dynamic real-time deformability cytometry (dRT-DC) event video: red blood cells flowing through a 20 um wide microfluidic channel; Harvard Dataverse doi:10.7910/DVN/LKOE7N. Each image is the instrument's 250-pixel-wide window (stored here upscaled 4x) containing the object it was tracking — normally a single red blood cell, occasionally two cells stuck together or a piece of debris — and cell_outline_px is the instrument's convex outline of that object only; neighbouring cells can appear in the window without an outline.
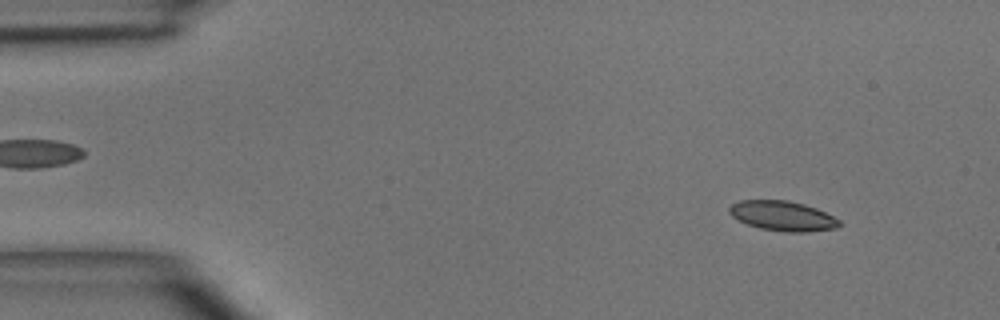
{"species": "common noctule bat (a hibernating species)", "species_latin": "Nyctalus noctula", "temperature_condition": "room temperature", "stored_images_in_passage": 3, "camera_frame_rate_fps": 3000, "um_per_image_px": 0.085, "animal": {"sex": "male", "body_mass_g": 15.6}, "frame": {"image": 1, "passage_image": 1, "time_ms": 0.0, "image_size_px": [1000, 320], "cell_outline_px": [[840, 224], [836, 228], [808, 232], [784, 232], [760, 228], [748, 224], [732, 216], [728, 212], [728, 208], [732, 204], [740, 200], [788, 200], [804, 204], [816, 208], [840, 220]], "centroid_in_image_um": [66.52, 18.35], "position_along_channel_um": 18.5, "area_um2": 19.07}}
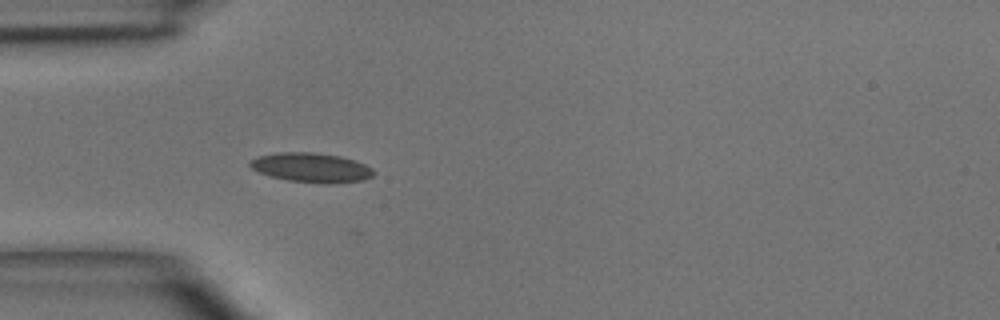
{"frame": {"image": 2, "passage_image": 3, "time_ms": 3.0, "image_size_px": [1000, 320], "cell_outline_px": [[376, 172], [372, 176], [364, 180], [328, 184], [324, 184], [288, 180], [272, 176], [260, 172], [252, 168], [248, 164], [252, 160], [260, 156], [280, 152], [312, 152], [340, 156], [364, 164], [372, 168]], "centroid_in_image_um": [26.5, 14.25], "position_along_channel_um": 58.5, "area_um2": 20.98}}